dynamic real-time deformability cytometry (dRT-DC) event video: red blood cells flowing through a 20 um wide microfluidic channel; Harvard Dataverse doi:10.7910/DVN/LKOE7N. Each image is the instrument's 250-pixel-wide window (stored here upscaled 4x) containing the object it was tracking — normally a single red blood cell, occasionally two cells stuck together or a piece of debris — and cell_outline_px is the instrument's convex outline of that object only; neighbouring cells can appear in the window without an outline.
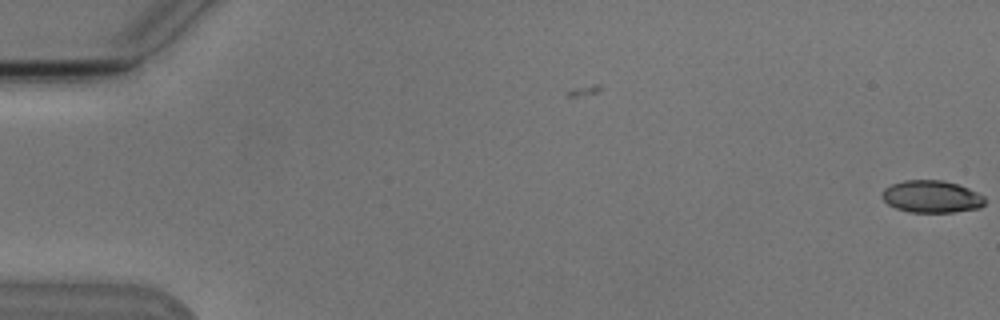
{"species": "Egyptian fruit bat (a non-hibernating species)", "species_latin": "Rousettus aegyptiacus", "temperature_condition": "cold", "stored_images_in_passage": 2, "camera_frame_rate_fps": 3000, "um_per_image_px": 0.085, "animal": {"sex": "male"}, "frame": {"image": 1, "passage_image": 2, "time_ms": 1.333, "image_size_px": [1000, 320], "cell_outline_px": [[984, 204], [980, 208], [952, 212], [908, 212], [896, 208], [888, 204], [884, 200], [884, 188], [892, 184], [904, 180], [944, 180], [968, 188], [984, 196]], "centroid_in_image_um": [79.2, 16.71], "position_along_channel_um": 5.8, "area_um2": 19.13}}